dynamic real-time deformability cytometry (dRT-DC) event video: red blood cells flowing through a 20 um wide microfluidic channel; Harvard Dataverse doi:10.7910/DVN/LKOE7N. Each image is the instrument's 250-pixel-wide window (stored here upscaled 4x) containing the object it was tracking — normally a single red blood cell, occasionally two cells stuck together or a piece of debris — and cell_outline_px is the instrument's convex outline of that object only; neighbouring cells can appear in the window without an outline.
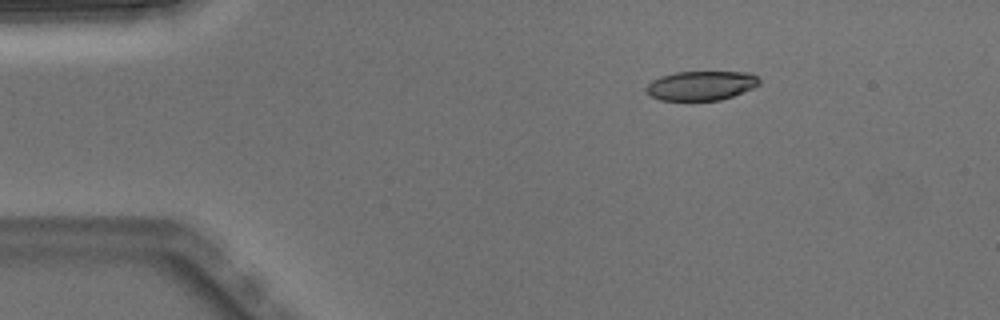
{"species": "Egyptian fruit bat (a non-hibernating species)", "species_latin": "Rousettus aegyptiacus", "temperature_condition": "warm", "stored_images_in_passage": 4, "camera_frame_rate_fps": 3000, "um_per_image_px": 0.085, "animal": {"sex": "male"}, "frame": {"image": 1, "passage_image": 2, "time_ms": 0.333, "image_size_px": [1000, 320], "cell_outline_px": [[760, 84], [752, 88], [732, 96], [720, 100], [660, 100], [648, 96], [644, 88], [652, 80], [660, 76], [676, 72], [748, 72], [756, 76], [760, 80]], "centroid_in_image_um": [59.55, 7.27], "position_along_channel_um": 25.5, "area_um2": 19.36}}
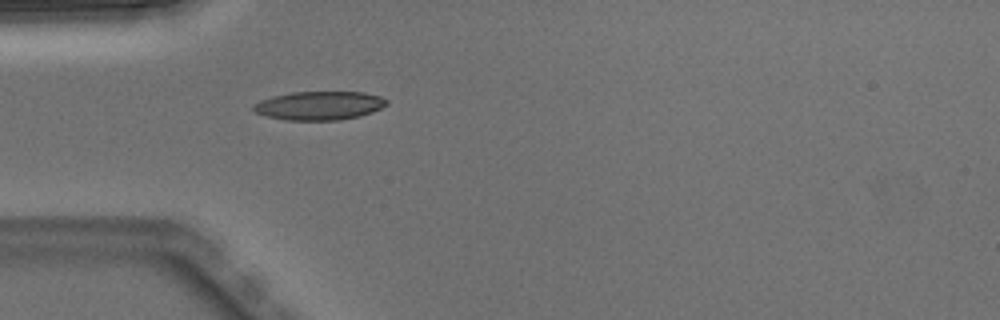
{"frame": {"image": 2, "passage_image": 4, "time_ms": 1.0, "image_size_px": [1000, 320], "cell_outline_px": [[388, 104], [372, 112], [360, 116], [340, 120], [284, 120], [264, 116], [256, 112], [252, 108], [252, 104], [260, 100], [272, 96], [292, 92], [364, 92], [380, 96], [388, 100]], "centroid_in_image_um": [27.12, 8.98], "position_along_channel_um": 57.9, "area_um2": 22.43}}